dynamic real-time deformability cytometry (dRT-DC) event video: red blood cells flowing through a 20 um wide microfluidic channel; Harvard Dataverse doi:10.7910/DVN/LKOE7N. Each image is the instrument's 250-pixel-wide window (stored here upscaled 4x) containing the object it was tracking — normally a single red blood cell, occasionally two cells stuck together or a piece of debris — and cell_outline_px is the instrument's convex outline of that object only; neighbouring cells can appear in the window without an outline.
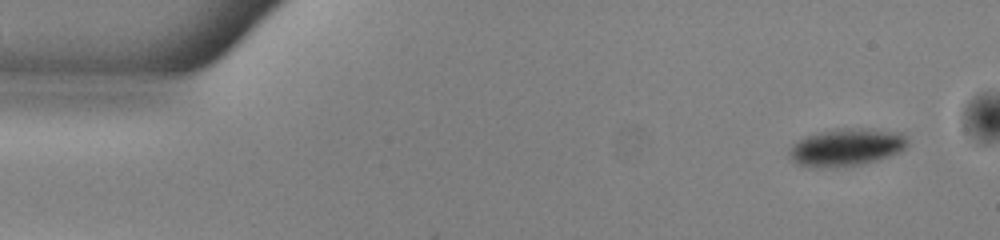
{"species": "common noctule bat (a hibernating species)", "species_latin": "Nyctalus noctula", "temperature_condition": "warm", "stored_images_in_passage": 49, "camera_frame_rate_fps": 3000, "um_per_image_px": 0.085, "animal": {"sex": "male", "body_mass_g": 13.0, "forearm_length_mm": 53.1}, "frame": {"image": 1, "passage_image": 1, "time_ms": 0.0, "image_size_px": [1000, 240], "cell_outline_px": [[908, 144], [900, 152], [876, 160], [860, 164], [836, 168], [808, 168], [796, 164], [788, 156], [788, 152], [800, 140], [808, 136], [824, 132], [848, 128], [868, 128], [900, 132], [908, 136]], "centroid_in_image_um": [71.98, 12.54], "position_along_channel_um": 13.0, "area_um2": 25.78}}
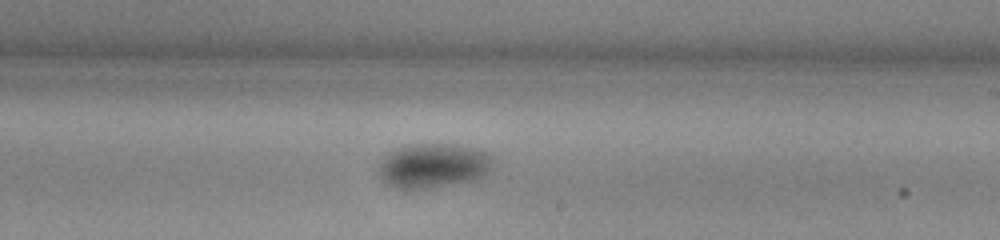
{"frame": {"image": 2, "passage_image": 28, "time_ms": 9.0, "image_size_px": [1000, 240], "cell_outline_px": [[496, 164], [488, 172], [480, 176], [468, 180], [424, 188], [396, 188], [388, 184], [380, 176], [380, 164], [384, 156], [396, 148], [404, 144], [456, 144], [476, 148], [488, 152], [496, 160]], "centroid_in_image_um": [36.87, 14.03], "position_along_channel_um": 252.1, "area_um2": 29.42}}
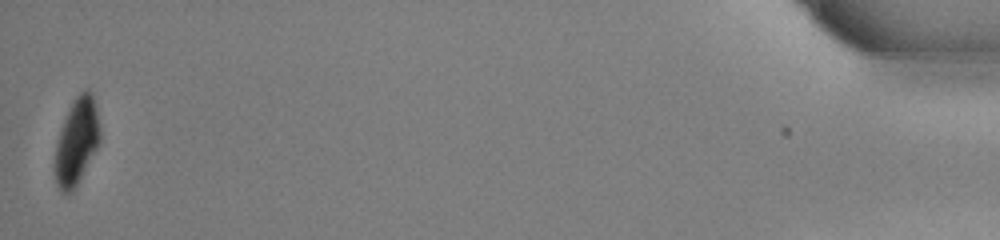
{"frame": {"image": 3, "passage_image": 49, "time_ms": 16.0, "image_size_px": [1000, 240], "cell_outline_px": [[100, 140], [96, 148], [72, 192], [60, 192], [56, 184], [56, 144], [64, 120], [76, 96], [84, 88], [88, 88], [92, 92], [96, 108], [100, 128]], "centroid_in_image_um": [6.53, 11.98], "position_along_channel_um": 428.7, "area_um2": 21.96}, "authors_computed_cell_mechanics": {"area_um2": 28.2064, "velocity_mm_per_s": 3.9438, "shape_relaxation_time_tau1_ms": 3.33, "shape_relaxation_time_tau2_ms": null, "deformation_change_tau1": 0.0881, "deformation_change_tau2": null}}